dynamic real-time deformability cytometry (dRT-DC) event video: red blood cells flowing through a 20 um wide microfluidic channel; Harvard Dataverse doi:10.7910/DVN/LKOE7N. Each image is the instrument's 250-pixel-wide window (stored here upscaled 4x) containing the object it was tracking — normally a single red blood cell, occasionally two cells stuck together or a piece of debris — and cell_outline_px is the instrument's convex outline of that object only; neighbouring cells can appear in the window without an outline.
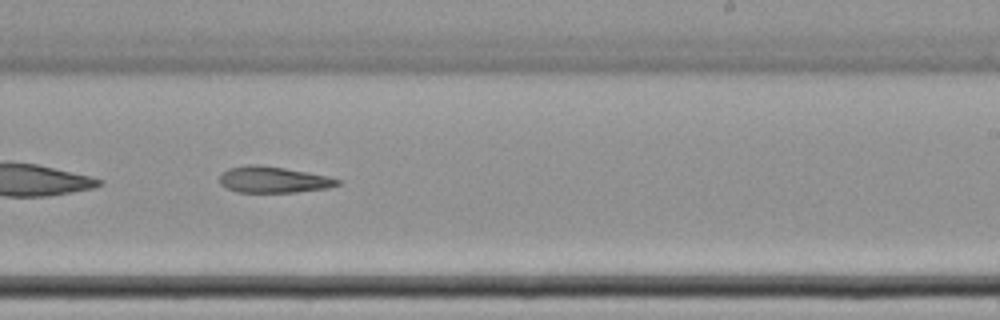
{"species": "common noctule bat (a hibernating species)", "species_latin": "Nyctalus noctula", "temperature_condition": "cold", "stored_images_in_passage": 40, "camera_frame_rate_fps": 3000, "um_per_image_px": 0.085, "animal": {"sex": "female", "body_mass_g": 22.7, "forearm_length_mm": 54.2}, "frame": {"image": 1, "passage_image": 18, "time_ms": 5.667, "image_size_px": [1000, 320], "cell_outline_px": [[340, 184], [328, 188], [296, 192], [236, 192], [224, 188], [220, 184], [220, 176], [228, 168], [248, 164], [256, 164], [284, 168], [308, 172], [328, 176], [340, 180]], "centroid_in_image_um": [23.21, 15.27], "position_along_channel_um": 265.8, "area_um2": 18.09}}